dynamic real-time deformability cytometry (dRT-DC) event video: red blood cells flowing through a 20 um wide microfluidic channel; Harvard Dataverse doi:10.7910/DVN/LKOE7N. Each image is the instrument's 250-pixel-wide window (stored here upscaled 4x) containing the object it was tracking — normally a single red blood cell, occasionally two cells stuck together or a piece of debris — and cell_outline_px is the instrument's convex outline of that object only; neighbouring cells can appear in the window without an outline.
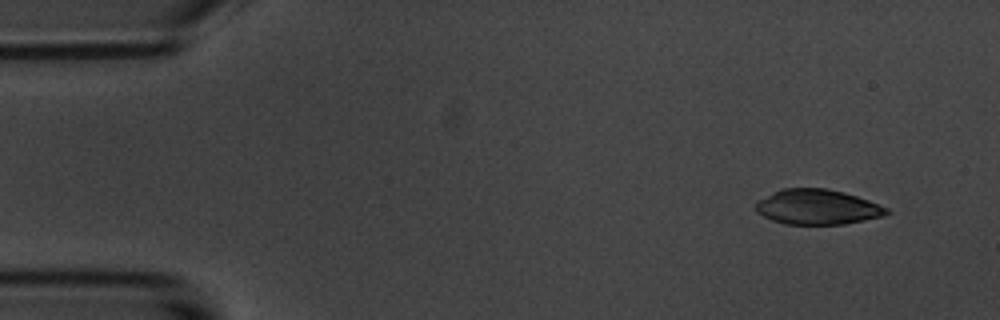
{"species": "common noctule bat (a hibernating species)", "species_latin": "Nyctalus noctula", "temperature_condition": "room temperature", "stored_images_in_passage": 52, "camera_frame_rate_fps": 3000, "um_per_image_px": 0.085, "animal": {"sex": "male", "body_mass_g": 20.1, "forearm_length_mm": 53.5}, "frame": {"image": 1, "passage_image": 1, "time_ms": 0.0, "image_size_px": [1000, 320], "cell_outline_px": [[892, 212], [884, 216], [844, 224], [784, 224], [772, 220], [756, 212], [756, 200], [784, 188], [824, 188], [844, 192], [868, 200], [888, 208]], "centroid_in_image_um": [69.48, 17.6], "position_along_channel_um": 15.5, "area_um2": 26.7}}
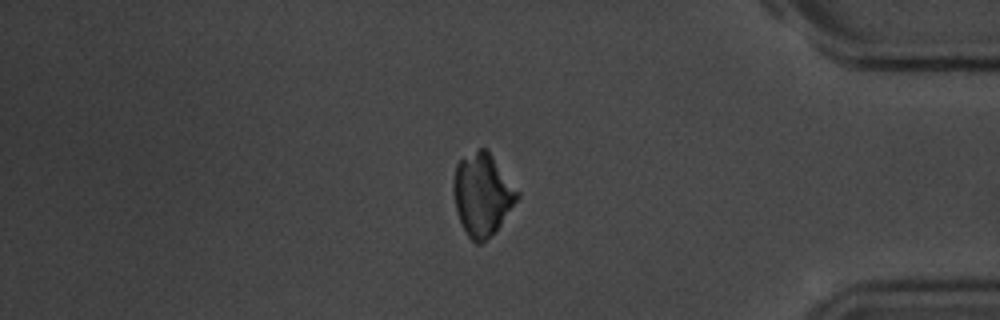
{"frame": {"image": 2, "passage_image": 43, "time_ms": 14.0, "image_size_px": [1000, 320], "cell_outline_px": [[520, 196], [500, 224], [480, 244], [476, 244], [468, 236], [456, 212], [452, 188], [452, 184], [456, 164], [460, 160], [480, 148], [488, 148], [520, 192]], "centroid_in_image_um": [40.99, 16.48], "position_along_channel_um": 394.2, "area_um2": 30.46}}
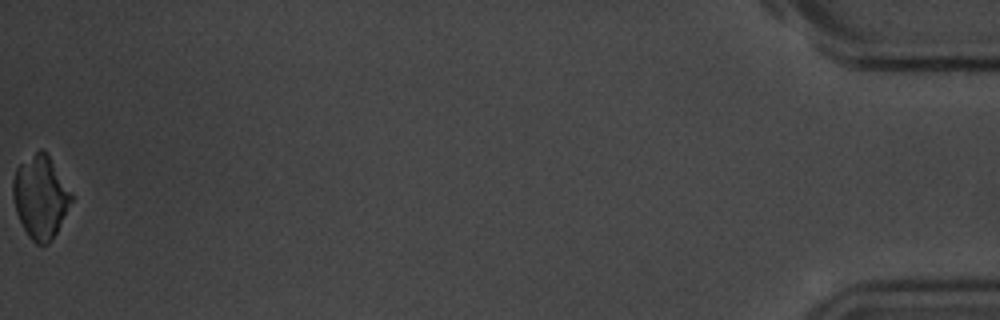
{"frame": {"image": 3, "passage_image": 52, "time_ms": 17.0, "image_size_px": [1000, 320], "cell_outline_px": [[72, 200], [52, 240], [48, 244], [36, 244], [28, 236], [16, 212], [12, 196], [12, 180], [16, 168], [20, 164], [40, 148], [48, 156], [72, 192]], "centroid_in_image_um": [3.42, 16.75], "position_along_channel_um": 431.8, "area_um2": 27.8}}